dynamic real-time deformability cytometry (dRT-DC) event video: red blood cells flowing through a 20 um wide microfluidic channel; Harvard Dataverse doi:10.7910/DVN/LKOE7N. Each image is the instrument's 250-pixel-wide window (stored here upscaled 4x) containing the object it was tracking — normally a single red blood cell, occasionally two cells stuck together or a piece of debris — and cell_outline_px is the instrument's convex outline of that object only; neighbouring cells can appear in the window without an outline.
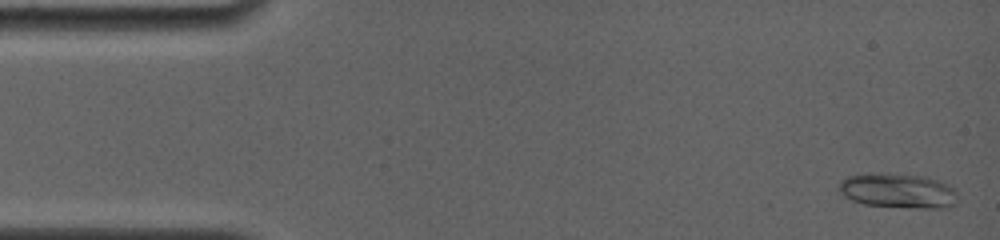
{"species": "common noctule bat (a hibernating species)", "species_latin": "Nyctalus noctula", "temperature_condition": "room temperature", "stored_images_in_passage": 15, "camera_frame_rate_fps": 4000, "um_per_image_px": 0.085, "animal": {"sex": "female", "body_mass_g": 19.0, "forearm_length_mm": 56.7}, "frame": {"image": 1, "passage_image": 1, "time_ms": 0.0, "image_size_px": [1000, 240], "cell_outline_px": [[960, 200], [956, 204], [944, 208], [912, 208], [864, 204], [852, 200], [844, 196], [836, 188], [840, 180], [848, 176], [924, 176], [948, 184], [956, 192]], "centroid_in_image_um": [76.39, 16.28], "position_along_channel_um": 8.6, "area_um2": 23.29}}
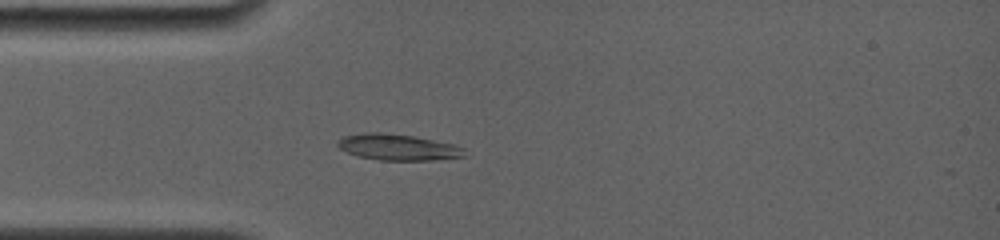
{"frame": {"image": 2, "passage_image": 12, "time_ms": 4.0, "image_size_px": [1000, 240], "cell_outline_px": [[468, 156], [432, 160], [380, 160], [356, 156], [340, 148], [336, 144], [336, 140], [344, 136], [364, 132], [380, 132], [412, 136], [452, 144], [464, 148]], "centroid_in_image_um": [33.8, 12.51], "position_along_channel_um": 51.2, "area_um2": 19.31}}